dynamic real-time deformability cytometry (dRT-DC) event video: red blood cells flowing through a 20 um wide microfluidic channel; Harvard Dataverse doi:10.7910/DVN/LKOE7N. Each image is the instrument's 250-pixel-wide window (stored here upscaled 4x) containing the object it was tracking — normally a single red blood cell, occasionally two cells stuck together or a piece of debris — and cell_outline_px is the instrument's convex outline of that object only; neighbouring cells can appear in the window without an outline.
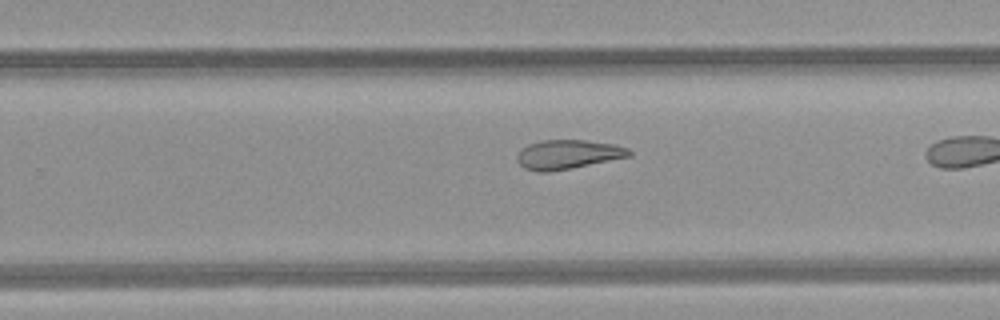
{"species": "common noctule bat (a hibernating species)", "species_latin": "Nyctalus noctula", "temperature_condition": "room temperature", "stored_images_in_passage": 26, "camera_frame_rate_fps": 3000, "um_per_image_px": 0.085, "animal": {"sex": "female", "body_mass_g": 21.9}, "frame": {"image": 1, "passage_image": 19, "time_ms": 6.0, "image_size_px": [1000, 320], "cell_outline_px": [[632, 156], [572, 168], [548, 172], [536, 172], [524, 168], [516, 160], [516, 156], [528, 144], [544, 140], [584, 140], [612, 144], [628, 148], [632, 152]], "centroid_in_image_um": [48.27, 13.14], "position_along_channel_um": 281.5, "area_um2": 19.02}}
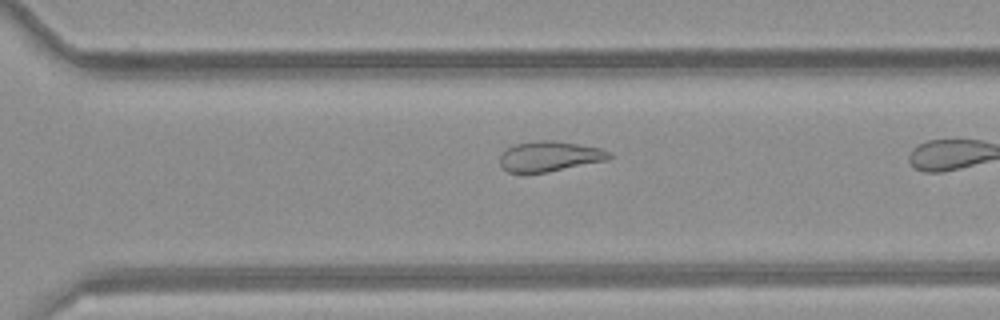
{"frame": {"image": 2, "passage_image": 22, "time_ms": 7.0, "image_size_px": [1000, 320], "cell_outline_px": [[612, 156], [608, 160], [548, 172], [508, 172], [500, 164], [500, 156], [508, 148], [516, 144], [540, 140], [552, 140], [600, 148], [612, 152]], "centroid_in_image_um": [46.76, 13.29], "position_along_channel_um": 323.8, "area_um2": 19.02}}